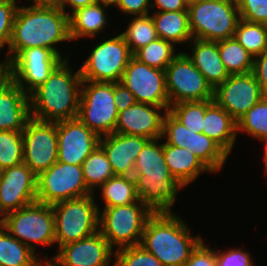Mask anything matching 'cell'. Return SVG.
I'll return each instance as SVG.
<instances>
[{
    "instance_id": "6da1fadb",
    "label": "cell",
    "mask_w": 267,
    "mask_h": 266,
    "mask_svg": "<svg viewBox=\"0 0 267 266\" xmlns=\"http://www.w3.org/2000/svg\"><path fill=\"white\" fill-rule=\"evenodd\" d=\"M66 41H71L69 15L57 4L19 6L4 62L11 63L23 50L33 47L51 49L63 59L57 44Z\"/></svg>"
},
{
    "instance_id": "7a4b0ae2",
    "label": "cell",
    "mask_w": 267,
    "mask_h": 266,
    "mask_svg": "<svg viewBox=\"0 0 267 266\" xmlns=\"http://www.w3.org/2000/svg\"><path fill=\"white\" fill-rule=\"evenodd\" d=\"M68 55L43 84L29 94L31 118L57 123L78 116L82 84L80 69L73 72Z\"/></svg>"
},
{
    "instance_id": "3957f363",
    "label": "cell",
    "mask_w": 267,
    "mask_h": 266,
    "mask_svg": "<svg viewBox=\"0 0 267 266\" xmlns=\"http://www.w3.org/2000/svg\"><path fill=\"white\" fill-rule=\"evenodd\" d=\"M159 140L150 139L139 152L133 178L141 202L154 212L172 211L178 192L185 187L171 174Z\"/></svg>"
},
{
    "instance_id": "277c9868",
    "label": "cell",
    "mask_w": 267,
    "mask_h": 266,
    "mask_svg": "<svg viewBox=\"0 0 267 266\" xmlns=\"http://www.w3.org/2000/svg\"><path fill=\"white\" fill-rule=\"evenodd\" d=\"M192 236L184 220L174 211L154 212L146 221L140 245L163 266H184L202 241Z\"/></svg>"
},
{
    "instance_id": "5b68a950",
    "label": "cell",
    "mask_w": 267,
    "mask_h": 266,
    "mask_svg": "<svg viewBox=\"0 0 267 266\" xmlns=\"http://www.w3.org/2000/svg\"><path fill=\"white\" fill-rule=\"evenodd\" d=\"M90 194L52 205L57 250L68 243L87 238L99 231V203Z\"/></svg>"
},
{
    "instance_id": "8992f818",
    "label": "cell",
    "mask_w": 267,
    "mask_h": 266,
    "mask_svg": "<svg viewBox=\"0 0 267 266\" xmlns=\"http://www.w3.org/2000/svg\"><path fill=\"white\" fill-rule=\"evenodd\" d=\"M154 211L138 200L99 210V232L115 250L140 245L145 223Z\"/></svg>"
},
{
    "instance_id": "52a82bcc",
    "label": "cell",
    "mask_w": 267,
    "mask_h": 266,
    "mask_svg": "<svg viewBox=\"0 0 267 266\" xmlns=\"http://www.w3.org/2000/svg\"><path fill=\"white\" fill-rule=\"evenodd\" d=\"M4 229L34 253L36 246H52L55 243V218L52 205L33 202L0 219Z\"/></svg>"
},
{
    "instance_id": "ba28073f",
    "label": "cell",
    "mask_w": 267,
    "mask_h": 266,
    "mask_svg": "<svg viewBox=\"0 0 267 266\" xmlns=\"http://www.w3.org/2000/svg\"><path fill=\"white\" fill-rule=\"evenodd\" d=\"M187 10L193 39L217 42L234 37L240 20L236 0H202Z\"/></svg>"
},
{
    "instance_id": "9c48e42d",
    "label": "cell",
    "mask_w": 267,
    "mask_h": 266,
    "mask_svg": "<svg viewBox=\"0 0 267 266\" xmlns=\"http://www.w3.org/2000/svg\"><path fill=\"white\" fill-rule=\"evenodd\" d=\"M114 82L82 80L77 118L99 137L115 132L118 111Z\"/></svg>"
},
{
    "instance_id": "30bf717a",
    "label": "cell",
    "mask_w": 267,
    "mask_h": 266,
    "mask_svg": "<svg viewBox=\"0 0 267 266\" xmlns=\"http://www.w3.org/2000/svg\"><path fill=\"white\" fill-rule=\"evenodd\" d=\"M88 55L80 67L82 80L114 83L121 81L133 56L121 34L102 40Z\"/></svg>"
},
{
    "instance_id": "8fae6325",
    "label": "cell",
    "mask_w": 267,
    "mask_h": 266,
    "mask_svg": "<svg viewBox=\"0 0 267 266\" xmlns=\"http://www.w3.org/2000/svg\"><path fill=\"white\" fill-rule=\"evenodd\" d=\"M165 80L170 106L214 99V89L184 52L167 66Z\"/></svg>"
},
{
    "instance_id": "7c38bea8",
    "label": "cell",
    "mask_w": 267,
    "mask_h": 266,
    "mask_svg": "<svg viewBox=\"0 0 267 266\" xmlns=\"http://www.w3.org/2000/svg\"><path fill=\"white\" fill-rule=\"evenodd\" d=\"M93 194L85 184L82 165L56 162L37 176V201L47 205Z\"/></svg>"
},
{
    "instance_id": "4fadbf2b",
    "label": "cell",
    "mask_w": 267,
    "mask_h": 266,
    "mask_svg": "<svg viewBox=\"0 0 267 266\" xmlns=\"http://www.w3.org/2000/svg\"><path fill=\"white\" fill-rule=\"evenodd\" d=\"M166 144L189 149L213 173L225 166L229 155L211 138L194 133L178 121L169 111L163 118L162 137Z\"/></svg>"
},
{
    "instance_id": "5bb4252c",
    "label": "cell",
    "mask_w": 267,
    "mask_h": 266,
    "mask_svg": "<svg viewBox=\"0 0 267 266\" xmlns=\"http://www.w3.org/2000/svg\"><path fill=\"white\" fill-rule=\"evenodd\" d=\"M22 137L23 163L37 176L57 162V123L31 118L22 131Z\"/></svg>"
},
{
    "instance_id": "9a60e30c",
    "label": "cell",
    "mask_w": 267,
    "mask_h": 266,
    "mask_svg": "<svg viewBox=\"0 0 267 266\" xmlns=\"http://www.w3.org/2000/svg\"><path fill=\"white\" fill-rule=\"evenodd\" d=\"M120 83L134 95L136 102L170 107L165 70L150 67L132 56Z\"/></svg>"
},
{
    "instance_id": "2e32d148",
    "label": "cell",
    "mask_w": 267,
    "mask_h": 266,
    "mask_svg": "<svg viewBox=\"0 0 267 266\" xmlns=\"http://www.w3.org/2000/svg\"><path fill=\"white\" fill-rule=\"evenodd\" d=\"M265 96L253 72L230 75L214 89V101L236 121Z\"/></svg>"
},
{
    "instance_id": "e0dca14e",
    "label": "cell",
    "mask_w": 267,
    "mask_h": 266,
    "mask_svg": "<svg viewBox=\"0 0 267 266\" xmlns=\"http://www.w3.org/2000/svg\"><path fill=\"white\" fill-rule=\"evenodd\" d=\"M63 60L51 49L27 48L10 63L13 82L29 95L45 82Z\"/></svg>"
},
{
    "instance_id": "ac0fdd59",
    "label": "cell",
    "mask_w": 267,
    "mask_h": 266,
    "mask_svg": "<svg viewBox=\"0 0 267 266\" xmlns=\"http://www.w3.org/2000/svg\"><path fill=\"white\" fill-rule=\"evenodd\" d=\"M37 201V175L24 163L0 174V219Z\"/></svg>"
},
{
    "instance_id": "d6986e66",
    "label": "cell",
    "mask_w": 267,
    "mask_h": 266,
    "mask_svg": "<svg viewBox=\"0 0 267 266\" xmlns=\"http://www.w3.org/2000/svg\"><path fill=\"white\" fill-rule=\"evenodd\" d=\"M56 253L50 258L56 266H114L115 250L99 231L61 246Z\"/></svg>"
},
{
    "instance_id": "ffe728a7",
    "label": "cell",
    "mask_w": 267,
    "mask_h": 266,
    "mask_svg": "<svg viewBox=\"0 0 267 266\" xmlns=\"http://www.w3.org/2000/svg\"><path fill=\"white\" fill-rule=\"evenodd\" d=\"M100 137L77 117L57 122L58 162L82 165Z\"/></svg>"
},
{
    "instance_id": "44dd1931",
    "label": "cell",
    "mask_w": 267,
    "mask_h": 266,
    "mask_svg": "<svg viewBox=\"0 0 267 266\" xmlns=\"http://www.w3.org/2000/svg\"><path fill=\"white\" fill-rule=\"evenodd\" d=\"M169 108L136 102L118 113L115 132L148 139L161 138L163 118Z\"/></svg>"
},
{
    "instance_id": "7402d4cb",
    "label": "cell",
    "mask_w": 267,
    "mask_h": 266,
    "mask_svg": "<svg viewBox=\"0 0 267 266\" xmlns=\"http://www.w3.org/2000/svg\"><path fill=\"white\" fill-rule=\"evenodd\" d=\"M149 140L114 132L100 137L99 145L106 152L114 175L133 176L136 158Z\"/></svg>"
},
{
    "instance_id": "603a6c76",
    "label": "cell",
    "mask_w": 267,
    "mask_h": 266,
    "mask_svg": "<svg viewBox=\"0 0 267 266\" xmlns=\"http://www.w3.org/2000/svg\"><path fill=\"white\" fill-rule=\"evenodd\" d=\"M30 119L29 95L12 81L0 93V131H23Z\"/></svg>"
},
{
    "instance_id": "cb8c5ba5",
    "label": "cell",
    "mask_w": 267,
    "mask_h": 266,
    "mask_svg": "<svg viewBox=\"0 0 267 266\" xmlns=\"http://www.w3.org/2000/svg\"><path fill=\"white\" fill-rule=\"evenodd\" d=\"M190 42L192 52L184 53L215 89L230 76L221 60L218 42L199 39H192Z\"/></svg>"
},
{
    "instance_id": "d4e9b609",
    "label": "cell",
    "mask_w": 267,
    "mask_h": 266,
    "mask_svg": "<svg viewBox=\"0 0 267 266\" xmlns=\"http://www.w3.org/2000/svg\"><path fill=\"white\" fill-rule=\"evenodd\" d=\"M202 133L230 155L237 140V121L214 100H206Z\"/></svg>"
},
{
    "instance_id": "484cf974",
    "label": "cell",
    "mask_w": 267,
    "mask_h": 266,
    "mask_svg": "<svg viewBox=\"0 0 267 266\" xmlns=\"http://www.w3.org/2000/svg\"><path fill=\"white\" fill-rule=\"evenodd\" d=\"M163 153L171 174L186 188L200 173H212L189 149L164 142Z\"/></svg>"
},
{
    "instance_id": "4316f807",
    "label": "cell",
    "mask_w": 267,
    "mask_h": 266,
    "mask_svg": "<svg viewBox=\"0 0 267 266\" xmlns=\"http://www.w3.org/2000/svg\"><path fill=\"white\" fill-rule=\"evenodd\" d=\"M107 7L95 3L79 8L69 15V35L71 41L94 38L107 26Z\"/></svg>"
},
{
    "instance_id": "83f0119b",
    "label": "cell",
    "mask_w": 267,
    "mask_h": 266,
    "mask_svg": "<svg viewBox=\"0 0 267 266\" xmlns=\"http://www.w3.org/2000/svg\"><path fill=\"white\" fill-rule=\"evenodd\" d=\"M151 18L159 38L174 45H182L193 39L188 11H154Z\"/></svg>"
},
{
    "instance_id": "f1b7e54d",
    "label": "cell",
    "mask_w": 267,
    "mask_h": 266,
    "mask_svg": "<svg viewBox=\"0 0 267 266\" xmlns=\"http://www.w3.org/2000/svg\"><path fill=\"white\" fill-rule=\"evenodd\" d=\"M24 243L10 235L0 224V265L1 266H40L47 255L37 257Z\"/></svg>"
},
{
    "instance_id": "f546056e",
    "label": "cell",
    "mask_w": 267,
    "mask_h": 266,
    "mask_svg": "<svg viewBox=\"0 0 267 266\" xmlns=\"http://www.w3.org/2000/svg\"><path fill=\"white\" fill-rule=\"evenodd\" d=\"M97 190L105 207L128 205L139 200L133 176L114 175Z\"/></svg>"
},
{
    "instance_id": "4dcf8cb0",
    "label": "cell",
    "mask_w": 267,
    "mask_h": 266,
    "mask_svg": "<svg viewBox=\"0 0 267 266\" xmlns=\"http://www.w3.org/2000/svg\"><path fill=\"white\" fill-rule=\"evenodd\" d=\"M217 42L221 60L229 75L253 71L254 57L234 37Z\"/></svg>"
},
{
    "instance_id": "1f68e13d",
    "label": "cell",
    "mask_w": 267,
    "mask_h": 266,
    "mask_svg": "<svg viewBox=\"0 0 267 266\" xmlns=\"http://www.w3.org/2000/svg\"><path fill=\"white\" fill-rule=\"evenodd\" d=\"M82 167L85 184L93 194H96L95 190L114 176L106 152L100 145L84 160Z\"/></svg>"
},
{
    "instance_id": "d6a6232c",
    "label": "cell",
    "mask_w": 267,
    "mask_h": 266,
    "mask_svg": "<svg viewBox=\"0 0 267 266\" xmlns=\"http://www.w3.org/2000/svg\"><path fill=\"white\" fill-rule=\"evenodd\" d=\"M120 34L132 54L159 38L151 14L134 18L132 16L126 30Z\"/></svg>"
},
{
    "instance_id": "836d02e7",
    "label": "cell",
    "mask_w": 267,
    "mask_h": 266,
    "mask_svg": "<svg viewBox=\"0 0 267 266\" xmlns=\"http://www.w3.org/2000/svg\"><path fill=\"white\" fill-rule=\"evenodd\" d=\"M234 38L256 57L267 50V25L240 19Z\"/></svg>"
},
{
    "instance_id": "e575fe53",
    "label": "cell",
    "mask_w": 267,
    "mask_h": 266,
    "mask_svg": "<svg viewBox=\"0 0 267 266\" xmlns=\"http://www.w3.org/2000/svg\"><path fill=\"white\" fill-rule=\"evenodd\" d=\"M175 45L169 41L158 38L157 40L141 47L132 55L138 61L161 70H165L171 61L178 55L175 54Z\"/></svg>"
},
{
    "instance_id": "d590c367",
    "label": "cell",
    "mask_w": 267,
    "mask_h": 266,
    "mask_svg": "<svg viewBox=\"0 0 267 266\" xmlns=\"http://www.w3.org/2000/svg\"><path fill=\"white\" fill-rule=\"evenodd\" d=\"M239 131L261 142L267 140V95L237 121Z\"/></svg>"
},
{
    "instance_id": "8d00e7d4",
    "label": "cell",
    "mask_w": 267,
    "mask_h": 266,
    "mask_svg": "<svg viewBox=\"0 0 267 266\" xmlns=\"http://www.w3.org/2000/svg\"><path fill=\"white\" fill-rule=\"evenodd\" d=\"M205 111L206 100L181 102L169 108V112L194 133H202Z\"/></svg>"
},
{
    "instance_id": "74e56055",
    "label": "cell",
    "mask_w": 267,
    "mask_h": 266,
    "mask_svg": "<svg viewBox=\"0 0 267 266\" xmlns=\"http://www.w3.org/2000/svg\"><path fill=\"white\" fill-rule=\"evenodd\" d=\"M23 163L22 131H0V168L14 167Z\"/></svg>"
},
{
    "instance_id": "f35d334b",
    "label": "cell",
    "mask_w": 267,
    "mask_h": 266,
    "mask_svg": "<svg viewBox=\"0 0 267 266\" xmlns=\"http://www.w3.org/2000/svg\"><path fill=\"white\" fill-rule=\"evenodd\" d=\"M114 266H163V264L141 245L127 246L115 250Z\"/></svg>"
},
{
    "instance_id": "ab89813d",
    "label": "cell",
    "mask_w": 267,
    "mask_h": 266,
    "mask_svg": "<svg viewBox=\"0 0 267 266\" xmlns=\"http://www.w3.org/2000/svg\"><path fill=\"white\" fill-rule=\"evenodd\" d=\"M240 19L267 25V0H236Z\"/></svg>"
},
{
    "instance_id": "60d3db41",
    "label": "cell",
    "mask_w": 267,
    "mask_h": 266,
    "mask_svg": "<svg viewBox=\"0 0 267 266\" xmlns=\"http://www.w3.org/2000/svg\"><path fill=\"white\" fill-rule=\"evenodd\" d=\"M17 0H0V36L9 43L14 20L20 5Z\"/></svg>"
},
{
    "instance_id": "b9f144b4",
    "label": "cell",
    "mask_w": 267,
    "mask_h": 266,
    "mask_svg": "<svg viewBox=\"0 0 267 266\" xmlns=\"http://www.w3.org/2000/svg\"><path fill=\"white\" fill-rule=\"evenodd\" d=\"M217 266H254L251 254L241 248H229L225 251L216 250Z\"/></svg>"
},
{
    "instance_id": "7bdbcfd3",
    "label": "cell",
    "mask_w": 267,
    "mask_h": 266,
    "mask_svg": "<svg viewBox=\"0 0 267 266\" xmlns=\"http://www.w3.org/2000/svg\"><path fill=\"white\" fill-rule=\"evenodd\" d=\"M202 240L192 251L184 266H217L216 252Z\"/></svg>"
},
{
    "instance_id": "ee69618b",
    "label": "cell",
    "mask_w": 267,
    "mask_h": 266,
    "mask_svg": "<svg viewBox=\"0 0 267 266\" xmlns=\"http://www.w3.org/2000/svg\"><path fill=\"white\" fill-rule=\"evenodd\" d=\"M117 8L125 15L145 16L151 12V0H119Z\"/></svg>"
},
{
    "instance_id": "f6af8a7d",
    "label": "cell",
    "mask_w": 267,
    "mask_h": 266,
    "mask_svg": "<svg viewBox=\"0 0 267 266\" xmlns=\"http://www.w3.org/2000/svg\"><path fill=\"white\" fill-rule=\"evenodd\" d=\"M113 98L118 113L136 103L134 95L120 82L114 83Z\"/></svg>"
},
{
    "instance_id": "bcb514c9",
    "label": "cell",
    "mask_w": 267,
    "mask_h": 266,
    "mask_svg": "<svg viewBox=\"0 0 267 266\" xmlns=\"http://www.w3.org/2000/svg\"><path fill=\"white\" fill-rule=\"evenodd\" d=\"M253 74L260 84L263 92L267 95V50L254 57Z\"/></svg>"
},
{
    "instance_id": "7dc6e473",
    "label": "cell",
    "mask_w": 267,
    "mask_h": 266,
    "mask_svg": "<svg viewBox=\"0 0 267 266\" xmlns=\"http://www.w3.org/2000/svg\"><path fill=\"white\" fill-rule=\"evenodd\" d=\"M188 11L184 0H151V11Z\"/></svg>"
},
{
    "instance_id": "c3c4849f",
    "label": "cell",
    "mask_w": 267,
    "mask_h": 266,
    "mask_svg": "<svg viewBox=\"0 0 267 266\" xmlns=\"http://www.w3.org/2000/svg\"><path fill=\"white\" fill-rule=\"evenodd\" d=\"M95 3H97L96 0H60L57 3V6L60 9H62L66 14L70 15L72 12H74L75 10H77L79 8L93 5ZM66 7L72 8L71 12L66 11L67 10Z\"/></svg>"
},
{
    "instance_id": "681fc988",
    "label": "cell",
    "mask_w": 267,
    "mask_h": 266,
    "mask_svg": "<svg viewBox=\"0 0 267 266\" xmlns=\"http://www.w3.org/2000/svg\"><path fill=\"white\" fill-rule=\"evenodd\" d=\"M13 81L10 63L0 62V93Z\"/></svg>"
},
{
    "instance_id": "f907efd6",
    "label": "cell",
    "mask_w": 267,
    "mask_h": 266,
    "mask_svg": "<svg viewBox=\"0 0 267 266\" xmlns=\"http://www.w3.org/2000/svg\"><path fill=\"white\" fill-rule=\"evenodd\" d=\"M96 2L109 9L111 6L117 8L119 0H96Z\"/></svg>"
},
{
    "instance_id": "816d5d0a",
    "label": "cell",
    "mask_w": 267,
    "mask_h": 266,
    "mask_svg": "<svg viewBox=\"0 0 267 266\" xmlns=\"http://www.w3.org/2000/svg\"><path fill=\"white\" fill-rule=\"evenodd\" d=\"M32 1V5H52V0H28Z\"/></svg>"
},
{
    "instance_id": "f5cc1de1",
    "label": "cell",
    "mask_w": 267,
    "mask_h": 266,
    "mask_svg": "<svg viewBox=\"0 0 267 266\" xmlns=\"http://www.w3.org/2000/svg\"><path fill=\"white\" fill-rule=\"evenodd\" d=\"M40 266H56V265L49 259V260H43Z\"/></svg>"
},
{
    "instance_id": "db71d44e",
    "label": "cell",
    "mask_w": 267,
    "mask_h": 266,
    "mask_svg": "<svg viewBox=\"0 0 267 266\" xmlns=\"http://www.w3.org/2000/svg\"><path fill=\"white\" fill-rule=\"evenodd\" d=\"M3 47L8 48V43L0 36V52Z\"/></svg>"
},
{
    "instance_id": "11a10c76",
    "label": "cell",
    "mask_w": 267,
    "mask_h": 266,
    "mask_svg": "<svg viewBox=\"0 0 267 266\" xmlns=\"http://www.w3.org/2000/svg\"><path fill=\"white\" fill-rule=\"evenodd\" d=\"M200 1H202V0H184L185 4L187 6H190V5L194 4V3H198Z\"/></svg>"
},
{
    "instance_id": "9f6ffc18",
    "label": "cell",
    "mask_w": 267,
    "mask_h": 266,
    "mask_svg": "<svg viewBox=\"0 0 267 266\" xmlns=\"http://www.w3.org/2000/svg\"><path fill=\"white\" fill-rule=\"evenodd\" d=\"M264 142H266V144H267V140H265ZM266 149H265V153H264V167H267V145H266V147H265Z\"/></svg>"
},
{
    "instance_id": "6f0895ef",
    "label": "cell",
    "mask_w": 267,
    "mask_h": 266,
    "mask_svg": "<svg viewBox=\"0 0 267 266\" xmlns=\"http://www.w3.org/2000/svg\"><path fill=\"white\" fill-rule=\"evenodd\" d=\"M60 0H52V5L57 4Z\"/></svg>"
}]
</instances>
